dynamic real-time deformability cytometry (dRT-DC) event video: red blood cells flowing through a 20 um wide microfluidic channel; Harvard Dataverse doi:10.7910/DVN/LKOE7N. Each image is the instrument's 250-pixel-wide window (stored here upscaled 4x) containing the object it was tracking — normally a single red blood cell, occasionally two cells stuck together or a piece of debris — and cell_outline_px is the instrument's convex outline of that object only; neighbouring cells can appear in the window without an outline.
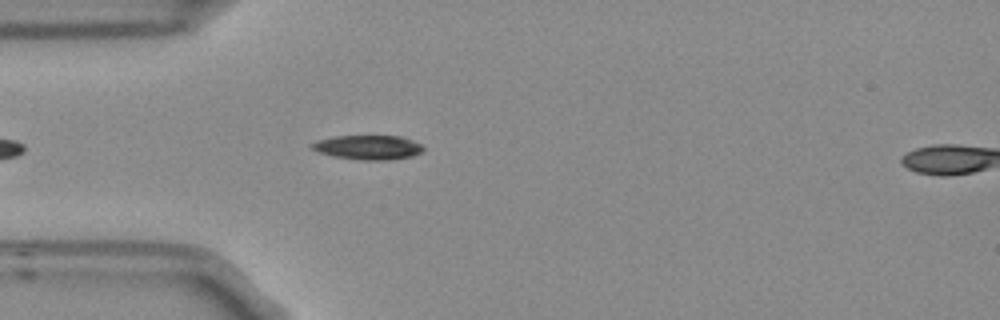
{"species": "Egyptian fruit bat (a non-hibernating species)", "species_latin": "Rousettus aegyptiacus", "temperature_condition": "room temperature", "stored_images_in_passage": 6, "segment_of_instrument_passage": [1, 2], "camera_frame_rate_fps": 3000, "um_per_image_px": 0.085, "frame": {"image": 1, "passage_image": 5, "time_ms": 1.333, "image_size_px": [1000, 320], "cell_outline_px": [[424, 152], [412, 156], [388, 160], [364, 160], [332, 156], [320, 152], [312, 148], [308, 144], [316, 140], [336, 136], [400, 136], [412, 140], [420, 144], [424, 148]], "centroid_in_image_um": [31.29, 12.52], "position_along_channel_um": 53.7, "area_um2": 15.84}}